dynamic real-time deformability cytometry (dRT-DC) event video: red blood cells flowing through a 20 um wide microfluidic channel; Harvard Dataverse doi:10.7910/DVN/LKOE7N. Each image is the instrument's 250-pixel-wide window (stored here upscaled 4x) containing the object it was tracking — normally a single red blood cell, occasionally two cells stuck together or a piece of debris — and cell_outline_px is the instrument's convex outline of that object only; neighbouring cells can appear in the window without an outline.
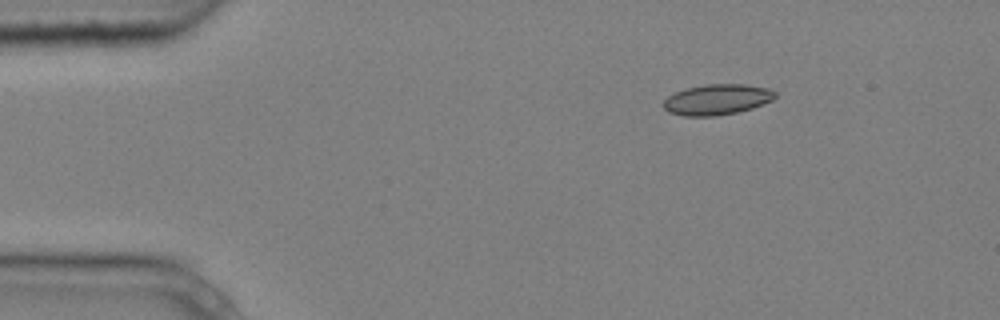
{"species": "common noctule bat (a hibernating species)", "species_latin": "Nyctalus noctula", "temperature_condition": "cold", "stored_images_in_passage": 3, "camera_frame_rate_fps": 3000, "um_per_image_px": 0.085, "animal": {"sex": "male", "body_mass_g": 20.4}, "frame": {"image": 1, "passage_image": 1, "time_ms": 0.0, "image_size_px": [1000, 320], "cell_outline_px": [[776, 96], [772, 100], [752, 108], [736, 112], [716, 116], [684, 116], [668, 112], [660, 104], [668, 96], [684, 88], [704, 84], [744, 84], [768, 88], [776, 92]], "centroid_in_image_um": [60.91, 8.45], "position_along_channel_um": 24.1, "area_um2": 20.06}}